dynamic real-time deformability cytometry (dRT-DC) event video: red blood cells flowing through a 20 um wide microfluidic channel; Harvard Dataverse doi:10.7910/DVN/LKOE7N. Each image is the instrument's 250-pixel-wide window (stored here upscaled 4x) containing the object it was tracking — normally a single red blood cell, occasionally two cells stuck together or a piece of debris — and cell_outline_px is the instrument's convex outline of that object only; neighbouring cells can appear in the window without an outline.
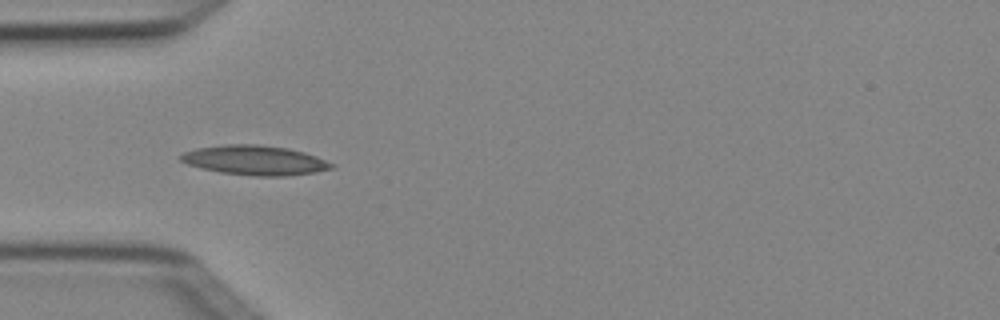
{"species": "Egyptian fruit bat (a non-hibernating species)", "species_latin": "Rousettus aegyptiacus", "temperature_condition": "cold", "stored_images_in_passage": 6, "camera_frame_rate_fps": 3000, "um_per_image_px": 0.085, "animal": {"sex": "female"}, "frame": {"image": 1, "passage_image": 4, "time_ms": 1.0, "image_size_px": [1000, 320], "cell_outline_px": [[336, 168], [316, 172], [288, 176], [256, 176], [220, 172], [200, 168], [188, 164], [180, 160], [180, 156], [184, 152], [196, 148], [224, 144], [260, 144], [288, 148], [304, 152], [316, 156], [336, 164]], "centroid_in_image_um": [21.71, 13.62], "position_along_channel_um": 63.3, "area_um2": 26.24}}
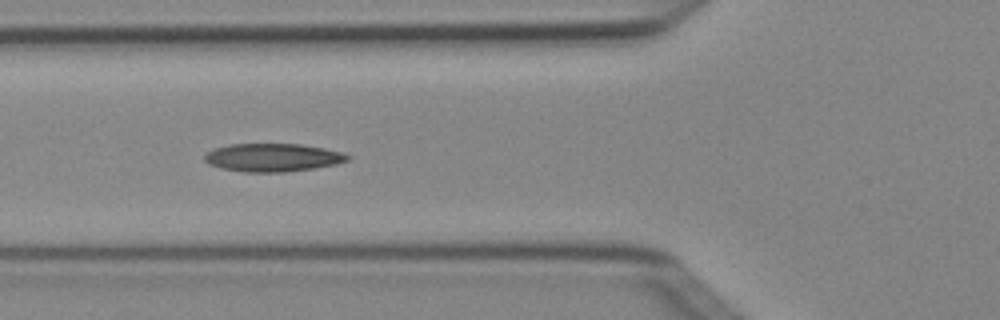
{"frame": {"image": 2, "passage_image": 5, "time_ms": 1.333, "image_size_px": [1000, 320], "cell_outline_px": [[352, 156], [348, 160], [336, 164], [312, 168], [284, 172], [244, 172], [220, 168], [208, 164], [204, 160], [204, 156], [212, 148], [228, 144], [300, 144], [324, 148], [340, 152]], "centroid_in_image_um": [23.14, 13.38], "position_along_channel_um": 102.7, "area_um2": 23.47}}
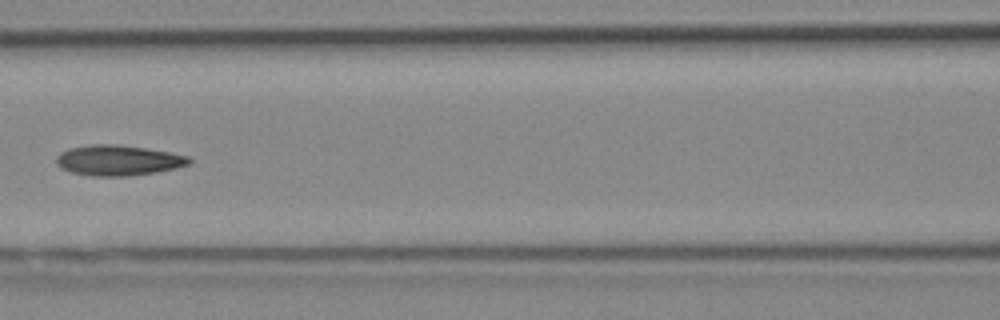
{"frame": {"image": 3, "passage_image": 6, "time_ms": 1.667, "image_size_px": [1000, 320], "cell_outline_px": [[192, 160], [188, 164], [176, 168], [128, 176], [92, 176], [72, 172], [60, 168], [56, 164], [56, 156], [60, 152], [68, 148], [92, 144], [112, 144], [144, 148], [168, 152], [188, 156]], "centroid_in_image_um": [9.98, 13.62], "position_along_channel_um": 156.6, "area_um2": 23.35}}